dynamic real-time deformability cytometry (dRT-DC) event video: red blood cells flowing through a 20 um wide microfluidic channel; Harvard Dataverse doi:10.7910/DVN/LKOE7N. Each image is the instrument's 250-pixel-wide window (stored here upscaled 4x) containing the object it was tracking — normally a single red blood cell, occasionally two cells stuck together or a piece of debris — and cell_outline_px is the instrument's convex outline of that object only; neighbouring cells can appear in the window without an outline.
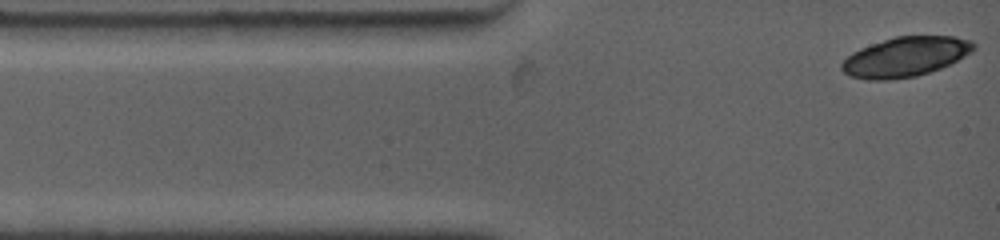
{"species": "common noctule bat (a hibernating species)", "species_latin": "Nyctalus noctula", "temperature_condition": "warm", "stored_images_in_passage": 7, "camera_frame_rate_fps": 4500, "um_per_image_px": 0.085, "animal": {"sex": "female", "body_mass_g": 19.0, "forearm_length_mm": 53.3}, "frame": {"image": 1, "passage_image": 1, "time_ms": 0.0, "image_size_px": [1000, 240], "cell_outline_px": [[976, 48], [972, 52], [940, 68], [916, 76], [888, 80], [868, 80], [848, 76], [840, 68], [840, 64], [852, 52], [860, 48], [896, 36], [952, 36], [972, 40], [976, 44]], "centroid_in_image_um": [76.95, 4.83], "position_along_channel_um": 8.1, "area_um2": 30.46}}